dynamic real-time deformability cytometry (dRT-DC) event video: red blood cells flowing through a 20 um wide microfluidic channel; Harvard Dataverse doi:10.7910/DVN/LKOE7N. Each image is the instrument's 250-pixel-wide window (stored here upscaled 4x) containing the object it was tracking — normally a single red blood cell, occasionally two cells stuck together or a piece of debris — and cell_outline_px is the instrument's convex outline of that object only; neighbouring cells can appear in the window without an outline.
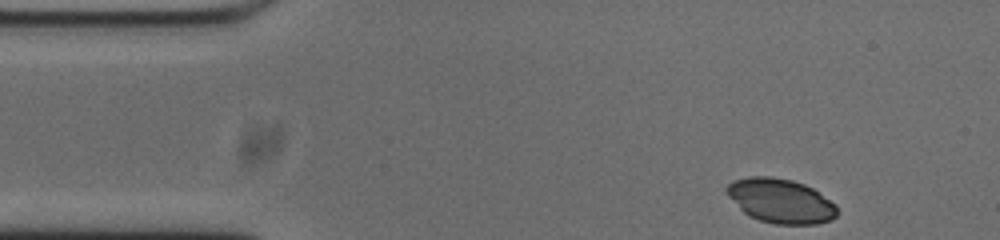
{"species": "common noctule bat (a hibernating species)", "species_latin": "Nyctalus noctula", "temperature_condition": "cold", "stored_images_in_passage": 49, "camera_frame_rate_fps": 3000, "um_per_image_px": 0.085, "animal": {"sex": "male", "body_mass_g": 20.0, "forearm_length_mm": 53.3}, "frame": {"image": 1, "passage_image": 1, "time_ms": 0.0, "image_size_px": [1000, 240], "cell_outline_px": [[836, 216], [832, 220], [816, 224], [776, 224], [760, 220], [748, 216], [724, 192], [724, 188], [732, 180], [748, 176], [772, 176], [792, 180], [804, 184], [812, 188], [836, 204]], "centroid_in_image_um": [66.32, 17.06], "position_along_channel_um": 18.7, "area_um2": 28.67}}